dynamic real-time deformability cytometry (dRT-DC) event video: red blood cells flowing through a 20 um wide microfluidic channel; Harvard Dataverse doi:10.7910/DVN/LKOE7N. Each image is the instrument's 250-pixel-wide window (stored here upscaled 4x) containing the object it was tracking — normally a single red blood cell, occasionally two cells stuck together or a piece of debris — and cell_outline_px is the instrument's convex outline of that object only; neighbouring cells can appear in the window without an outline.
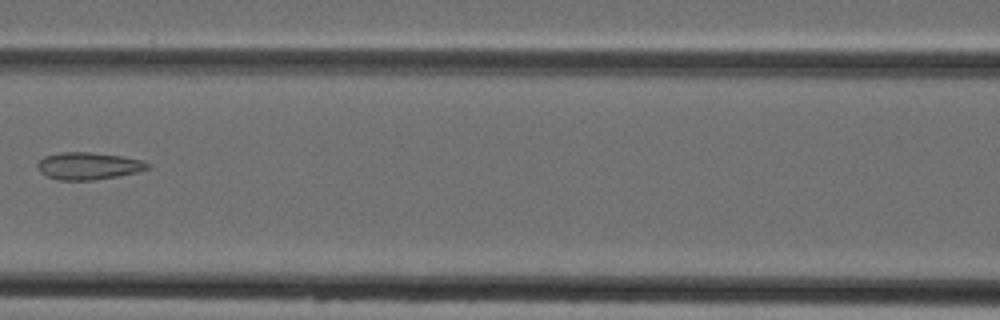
{"species": "Egyptian fruit bat (a non-hibernating species)", "species_latin": "Rousettus aegyptiacus", "temperature_condition": "cold", "stored_images_in_passage": 8, "segment_of_instrument_passage": [1, 2], "camera_frame_rate_fps": 3000, "um_per_image_px": 0.085, "animal": {"sex": "female"}, "frame": {"image": 1, "passage_image": 7, "time_ms": 7.0, "image_size_px": [1000, 320], "cell_outline_px": [[152, 168], [140, 172], [92, 180], [56, 180], [44, 176], [36, 168], [36, 164], [44, 156], [60, 152], [92, 152], [124, 156], [140, 160], [152, 164]], "centroid_in_image_um": [7.52, 14.1], "position_along_channel_um": 159.1, "area_um2": 17.86}}